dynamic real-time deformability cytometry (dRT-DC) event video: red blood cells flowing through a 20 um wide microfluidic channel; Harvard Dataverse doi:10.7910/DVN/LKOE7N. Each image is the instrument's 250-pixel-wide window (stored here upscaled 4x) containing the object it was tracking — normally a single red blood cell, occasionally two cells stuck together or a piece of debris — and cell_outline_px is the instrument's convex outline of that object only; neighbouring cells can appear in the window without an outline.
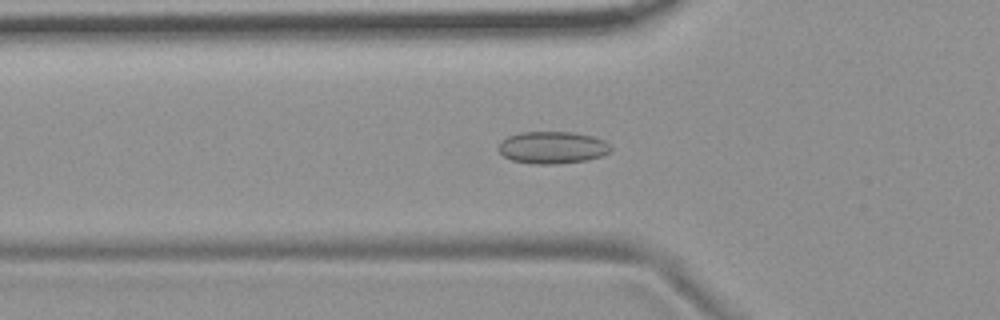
{"species": "common noctule bat (a hibernating species)", "species_latin": "Nyctalus noctula", "temperature_condition": "room temperature", "stored_images_in_passage": 50, "camera_frame_rate_fps": 3000, "um_per_image_px": 0.085, "animal": {"sex": "female", "body_mass_g": 19.9}, "frame": {"image": 1, "passage_image": 14, "time_ms": 4.333, "image_size_px": [1000, 320], "cell_outline_px": [[612, 152], [604, 156], [588, 160], [556, 164], [532, 164], [512, 160], [504, 156], [496, 148], [508, 136], [520, 132], [572, 132], [592, 136], [604, 140], [612, 148]], "centroid_in_image_um": [46.99, 12.55], "position_along_channel_um": 78.8, "area_um2": 21.21}}
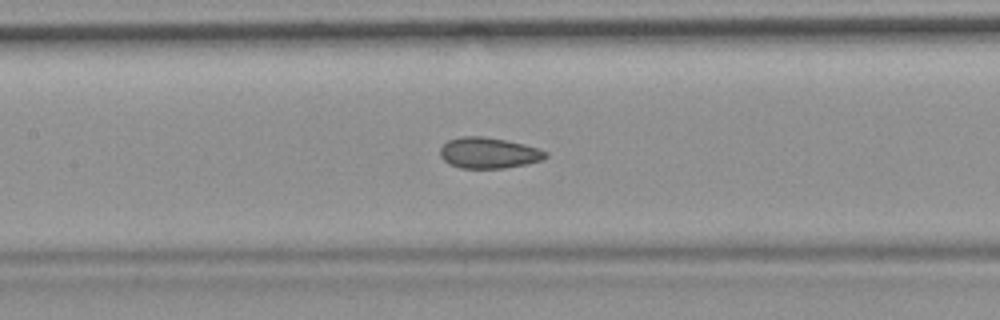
{"frame": {"image": 2, "passage_image": 21, "time_ms": 6.667, "image_size_px": [1000, 320], "cell_outline_px": [[548, 156], [544, 160], [504, 168], [460, 168], [448, 164], [440, 156], [440, 148], [448, 140], [460, 136], [484, 136], [524, 144], [548, 152]], "centroid_in_image_um": [41.52, 13.0], "position_along_channel_um": 165.9, "area_um2": 19.02}}
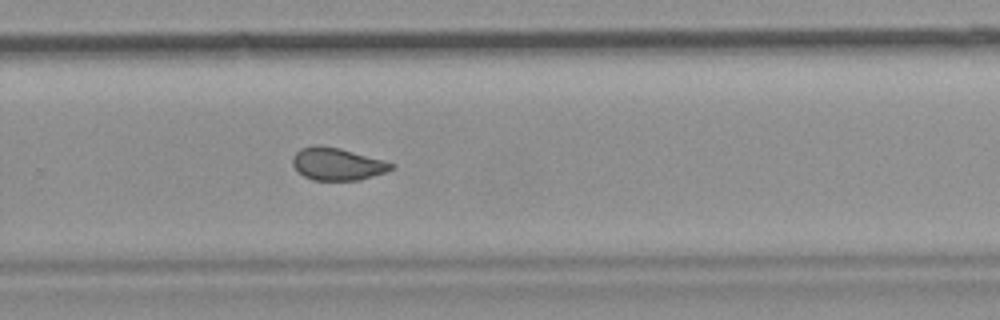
{"frame": {"image": 3, "passage_image": 32, "time_ms": 10.333, "image_size_px": [1000, 320], "cell_outline_px": [[396, 168], [388, 172], [360, 180], [312, 180], [304, 176], [292, 164], [292, 156], [300, 148], [312, 144], [316, 144], [340, 148], [384, 160], [396, 164]], "centroid_in_image_um": [28.7, 13.93], "position_along_channel_um": 301.1, "area_um2": 18.96}, "authors_computed_cell_mechanics": {"area_um2": 19.4497, "velocity_mm_per_s": 3.7148, "shape_relaxation_time_tau1_ms": null, "shape_relaxation_time_tau2_ms": 1.6569, "deformation_change_tau1": null, "deformation_change_tau2": 0.0688}}